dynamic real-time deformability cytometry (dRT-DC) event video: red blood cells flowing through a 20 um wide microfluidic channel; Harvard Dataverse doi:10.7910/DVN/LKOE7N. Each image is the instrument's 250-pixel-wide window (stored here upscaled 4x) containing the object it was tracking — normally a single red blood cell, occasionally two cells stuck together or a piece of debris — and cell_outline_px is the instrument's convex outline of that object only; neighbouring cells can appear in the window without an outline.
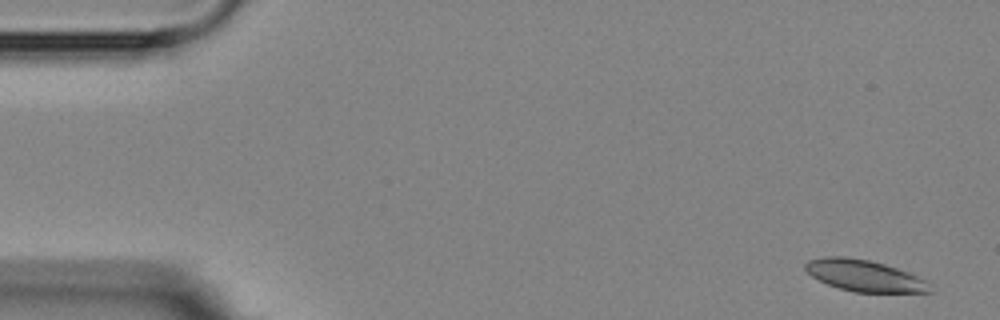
{"species": "Egyptian fruit bat (a non-hibernating species)", "species_latin": "Rousettus aegyptiacus", "temperature_condition": "room temperature", "stored_images_in_passage": 6, "segment_of_instrument_passage": [1, 2], "camera_frame_rate_fps": 3000, "um_per_image_px": 0.085, "animal": {"sex": "female"}, "frame": {"image": 1, "passage_image": 1, "time_ms": 0.0, "image_size_px": [1000, 320], "cell_outline_px": [[932, 292], [856, 292], [840, 288], [828, 284], [812, 276], [804, 268], [804, 264], [808, 260], [824, 256], [844, 256], [868, 260], [884, 264], [908, 272], [924, 280]], "centroid_in_image_um": [73.41, 23.42], "position_along_channel_um": 11.6, "area_um2": 22.43}}